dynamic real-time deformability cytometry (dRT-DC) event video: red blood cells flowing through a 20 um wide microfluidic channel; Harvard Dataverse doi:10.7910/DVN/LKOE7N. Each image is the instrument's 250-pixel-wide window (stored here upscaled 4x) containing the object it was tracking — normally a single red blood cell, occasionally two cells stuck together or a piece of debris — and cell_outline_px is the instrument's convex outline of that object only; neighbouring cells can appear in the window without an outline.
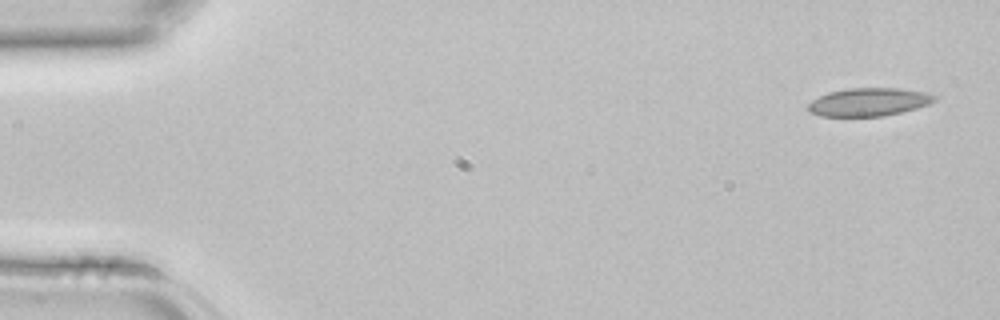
{"species": "common noctule bat (a hibernating species)", "species_latin": "Nyctalus noctula", "temperature_condition": "room temperature", "stored_images_in_passage": 5, "camera_frame_rate_fps": 3000, "um_per_image_px": 0.085, "animal": {"sex": "female", "body_mass_g": 22.7, "forearm_length_mm": 54.2}, "frame": {"image": 1, "passage_image": 1, "time_ms": 0.0, "image_size_px": [1000, 320], "cell_outline_px": [[936, 100], [928, 104], [916, 108], [884, 116], [820, 116], [812, 112], [808, 108], [808, 104], [812, 100], [828, 92], [848, 88], [900, 88], [924, 92], [936, 96]], "centroid_in_image_um": [73.85, 8.66], "position_along_channel_um": 11.2, "area_um2": 20.52}}
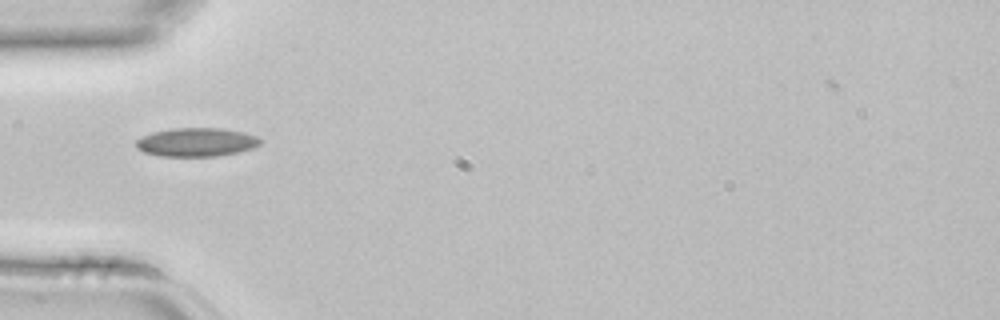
{"frame": {"image": 2, "passage_image": 4, "time_ms": 1.0, "image_size_px": [1000, 320], "cell_outline_px": [[264, 140], [260, 144], [252, 148], [240, 152], [216, 156], [160, 156], [144, 152], [136, 148], [136, 140], [152, 132], [172, 128], [220, 128], [244, 132], [256, 136]], "centroid_in_image_um": [16.72, 12.08], "position_along_channel_um": 68.3, "area_um2": 20.81}}